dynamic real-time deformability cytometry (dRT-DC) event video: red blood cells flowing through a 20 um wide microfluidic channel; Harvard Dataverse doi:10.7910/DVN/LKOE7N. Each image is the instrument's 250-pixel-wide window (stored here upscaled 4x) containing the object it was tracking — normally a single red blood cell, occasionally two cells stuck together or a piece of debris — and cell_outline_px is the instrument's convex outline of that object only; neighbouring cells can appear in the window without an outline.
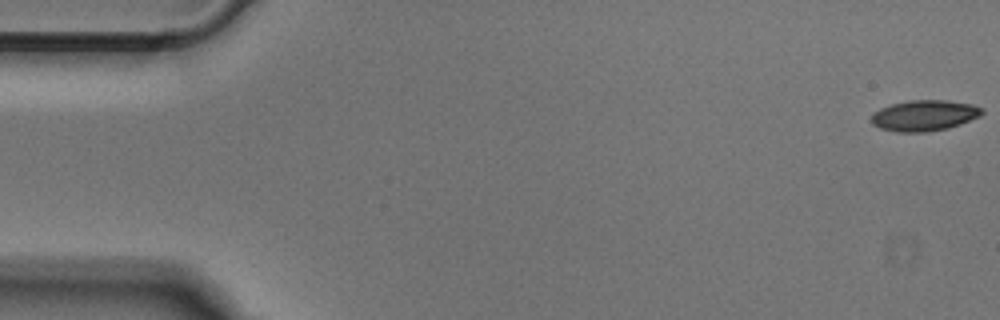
{"species": "Egyptian fruit bat (a non-hibernating species)", "species_latin": "Rousettus aegyptiacus", "temperature_condition": "cold", "stored_images_in_passage": 43, "camera_frame_rate_fps": 3000, "um_per_image_px": 0.085, "animal": {"sex": "male"}, "frame": {"image": 1, "passage_image": 1, "time_ms": 0.0, "image_size_px": [1000, 320], "cell_outline_px": [[984, 112], [980, 116], [960, 124], [948, 128], [928, 132], [896, 132], [880, 128], [872, 124], [872, 112], [880, 108], [892, 104], [912, 100], [948, 100], [972, 104], [984, 108]], "centroid_in_image_um": [78.58, 9.82], "position_along_channel_um": 6.4, "area_um2": 20.0}}
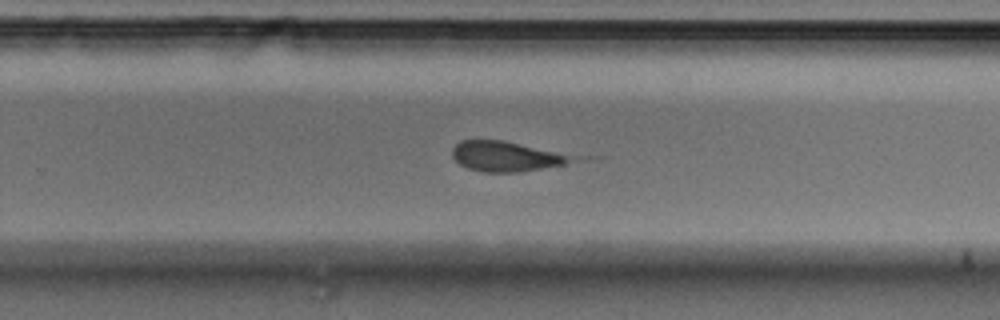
{"frame": {"image": 2, "passage_image": 24, "time_ms": 7.667, "image_size_px": [1000, 320], "cell_outline_px": [[604, 156], [564, 164], [516, 172], [484, 172], [468, 168], [460, 164], [452, 156], [452, 148], [460, 140], [504, 140]], "centroid_in_image_um": [43.5, 13.25], "position_along_channel_um": 286.3, "area_um2": 23.0}}
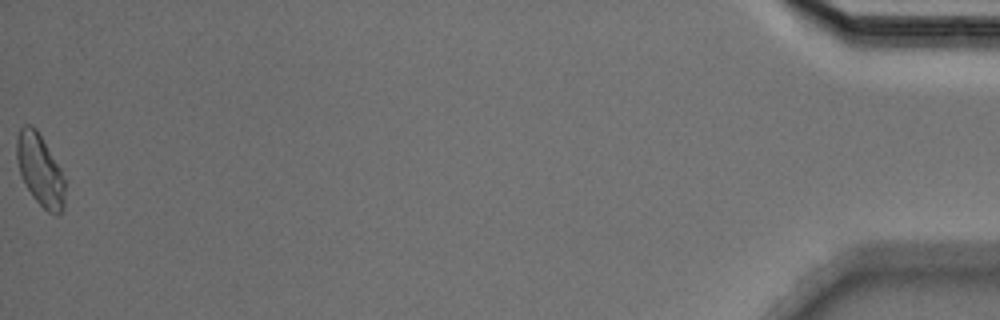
{"frame": {"image": 3, "passage_image": 43, "time_ms": 14.0, "image_size_px": [1000, 320], "cell_outline_px": [[64, 208], [56, 216], [48, 212], [32, 196], [20, 176], [16, 160], [16, 136], [20, 128], [24, 124], [32, 124], [36, 128], [60, 168], [64, 180]], "centroid_in_image_um": [3.37, 14.43], "position_along_channel_um": 431.8, "area_um2": 20.23}}